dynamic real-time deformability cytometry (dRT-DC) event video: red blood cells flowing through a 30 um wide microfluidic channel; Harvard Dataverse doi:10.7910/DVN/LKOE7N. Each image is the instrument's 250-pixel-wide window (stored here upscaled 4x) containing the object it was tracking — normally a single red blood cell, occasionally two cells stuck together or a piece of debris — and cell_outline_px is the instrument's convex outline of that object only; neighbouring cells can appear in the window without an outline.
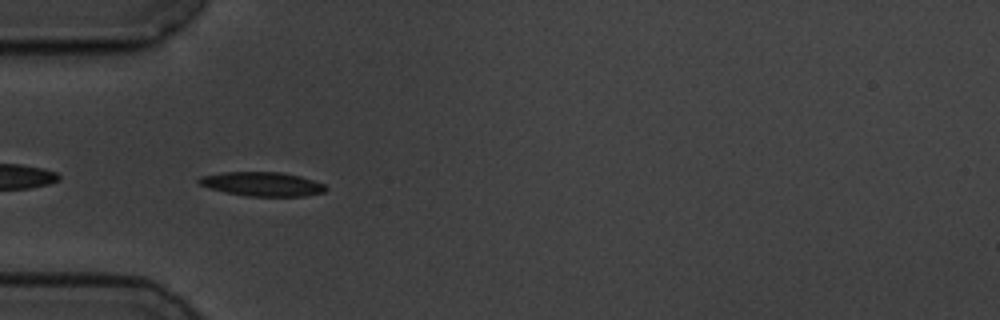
{"species": "common noctule bat (a hibernating species)", "species_latin": "Nyctalus noctula", "temperature_condition": "cold", "stored_images_in_passage": 42, "camera_frame_rate_fps": 3000, "um_per_image_px": 0.085, "animal": {"sex": "male", "body_mass_g": 19.5, "forearm_length_mm": 54.6}, "frame": {"image": 1, "passage_image": 2, "time_ms": 0.333, "image_size_px": [1000, 320], "cell_outline_px": [[328, 188], [324, 192], [304, 196], [248, 196], [224, 192], [200, 184], [196, 180], [200, 176], [224, 172], [280, 172], [300, 176], [324, 184]], "centroid_in_image_um": [22.29, 15.64], "position_along_channel_um": 62.7, "area_um2": 17.69}}
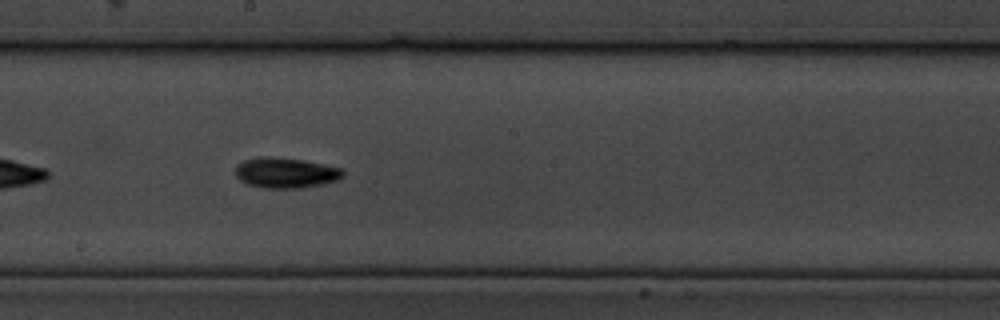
{"frame": {"image": 2, "passage_image": 16, "time_ms": 5.0, "image_size_px": [1000, 320], "cell_outline_px": [[344, 176], [340, 180], [324, 184], [300, 188], [264, 188], [248, 184], [240, 180], [236, 176], [236, 164], [244, 160], [260, 156], [268, 156], [304, 160], [340, 168], [344, 172]], "centroid_in_image_um": [24.29, 14.69], "position_along_channel_um": 223.9, "area_um2": 19.19}}
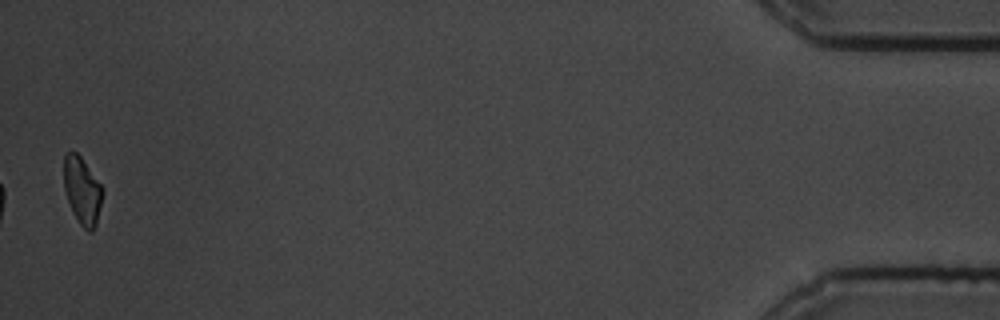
{"frame": {"image": 3, "passage_image": 41, "time_ms": 13.333, "image_size_px": [1000, 320], "cell_outline_px": [[104, 192], [96, 224], [92, 232], [88, 232], [80, 224], [72, 212], [64, 188], [64, 156], [68, 152], [76, 152], [80, 156], [104, 188]], "centroid_in_image_um": [7.0, 16.22], "position_along_channel_um": 428.2, "area_um2": 15.14}, "authors_computed_cell_mechanics": {"area_um2": 16.7909, "velocity_mm_per_s": 3.5047, "shape_relaxation_time_tau1_ms": 3.0916, "shape_relaxation_time_tau2_ms": 9.0199, "deformation_change_tau1": 0.1047, "deformation_change_tau2": 0.1606}}